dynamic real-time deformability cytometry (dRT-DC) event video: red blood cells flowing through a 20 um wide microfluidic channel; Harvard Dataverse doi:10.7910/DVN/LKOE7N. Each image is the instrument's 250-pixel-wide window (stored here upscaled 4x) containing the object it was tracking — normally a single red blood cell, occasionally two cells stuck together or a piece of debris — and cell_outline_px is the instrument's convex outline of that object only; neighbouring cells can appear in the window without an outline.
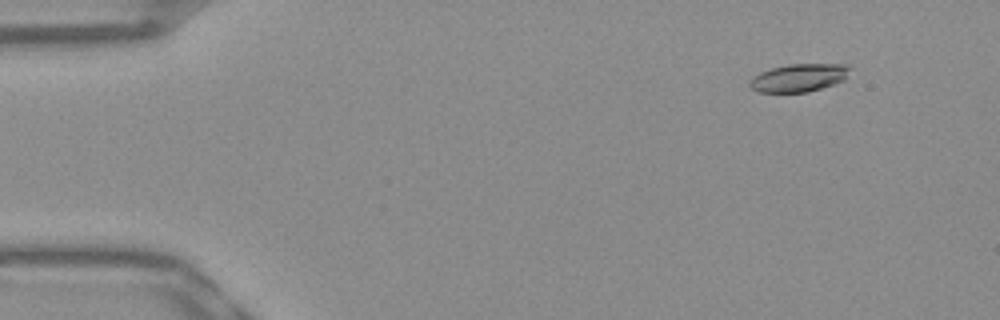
{"species": "Egyptian fruit bat (a non-hibernating species)", "species_latin": "Rousettus aegyptiacus", "temperature_condition": "warm", "stored_images_in_passage": 50, "segment_of_instrument_passage": [1, 2], "camera_frame_rate_fps": 3000, "um_per_image_px": 0.085, "frame": {"image": 1, "passage_image": 2, "time_ms": 0.333, "image_size_px": [1000, 320], "cell_outline_px": [[852, 68], [844, 80], [808, 92], [760, 92], [752, 88], [748, 84], [760, 72], [772, 68], [788, 64], [848, 64]], "centroid_in_image_um": [67.95, 6.6], "position_along_channel_um": 17.0, "area_um2": 16.13}}
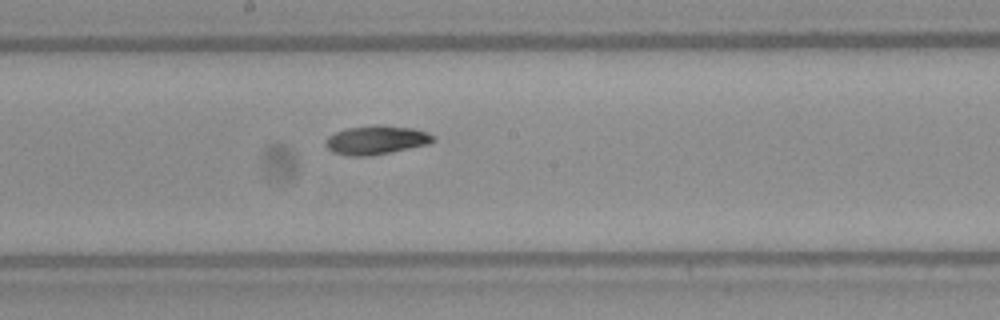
{"frame": {"image": 2, "passage_image": 25, "time_ms": 8.0, "image_size_px": [1000, 320], "cell_outline_px": [[436, 140], [428, 144], [368, 156], [348, 156], [332, 152], [324, 144], [328, 136], [344, 128], [376, 124], [380, 124], [412, 128], [428, 132], [436, 136]], "centroid_in_image_um": [31.97, 11.88], "position_along_channel_um": 216.2, "area_um2": 18.21}}
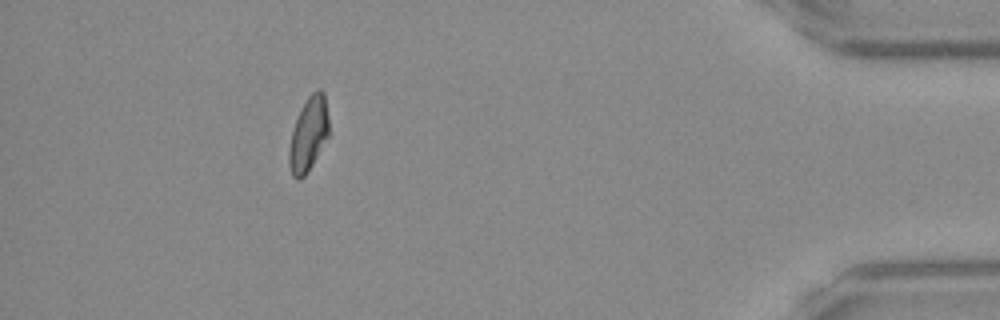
{"frame": {"image": 3, "passage_image": 44, "time_ms": 14.333, "image_size_px": [1000, 320], "cell_outline_px": [[328, 136], [312, 164], [304, 176], [300, 180], [296, 180], [292, 176], [288, 164], [288, 148], [292, 132], [296, 120], [308, 96], [316, 88], [320, 88], [324, 92], [328, 116]], "centroid_in_image_um": [26.21, 11.42], "position_along_channel_um": 409.0, "area_um2": 17.05}}